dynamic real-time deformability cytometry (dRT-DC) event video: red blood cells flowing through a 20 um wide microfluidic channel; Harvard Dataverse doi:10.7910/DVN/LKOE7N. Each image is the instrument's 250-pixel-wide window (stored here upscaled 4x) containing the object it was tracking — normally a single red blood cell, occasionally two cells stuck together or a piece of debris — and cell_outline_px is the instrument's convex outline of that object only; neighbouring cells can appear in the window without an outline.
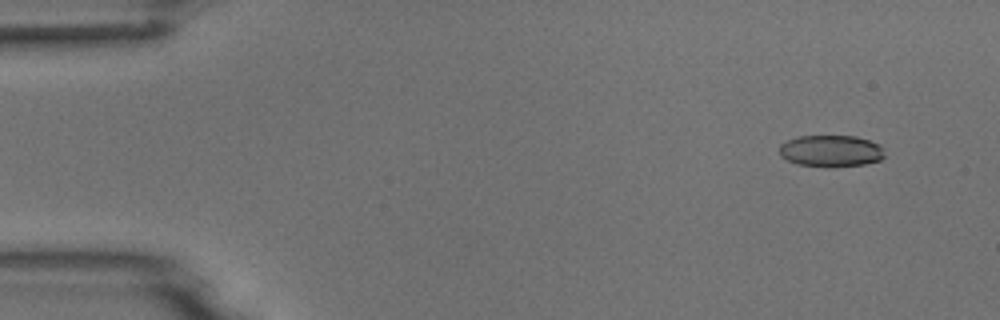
{"species": "common noctule bat (a hibernating species)", "species_latin": "Nyctalus noctula", "temperature_condition": "room temperature", "stored_images_in_passage": 5, "camera_frame_rate_fps": 3000, "um_per_image_px": 0.085, "animal": {"sex": "male", "body_mass_g": 18.8}, "frame": {"image": 1, "passage_image": 2, "time_ms": 0.333, "image_size_px": [1000, 320], "cell_outline_px": [[884, 156], [880, 160], [864, 164], [832, 168], [828, 168], [796, 164], [780, 156], [780, 144], [796, 136], [856, 136], [880, 144]], "centroid_in_image_um": [70.61, 12.84], "position_along_channel_um": 14.4, "area_um2": 19.65}}
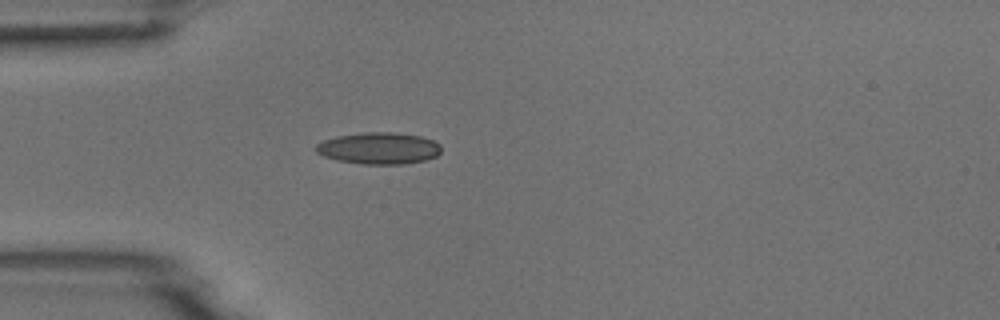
{"frame": {"image": 2, "passage_image": 5, "time_ms": 1.333, "image_size_px": [1000, 320], "cell_outline_px": [[440, 152], [436, 156], [424, 160], [404, 164], [360, 164], [336, 160], [324, 156], [316, 152], [316, 144], [324, 140], [336, 136], [364, 132], [396, 132], [420, 136], [432, 140], [440, 144]], "centroid_in_image_um": [32.19, 12.6], "position_along_channel_um": 52.8, "area_um2": 23.18}}